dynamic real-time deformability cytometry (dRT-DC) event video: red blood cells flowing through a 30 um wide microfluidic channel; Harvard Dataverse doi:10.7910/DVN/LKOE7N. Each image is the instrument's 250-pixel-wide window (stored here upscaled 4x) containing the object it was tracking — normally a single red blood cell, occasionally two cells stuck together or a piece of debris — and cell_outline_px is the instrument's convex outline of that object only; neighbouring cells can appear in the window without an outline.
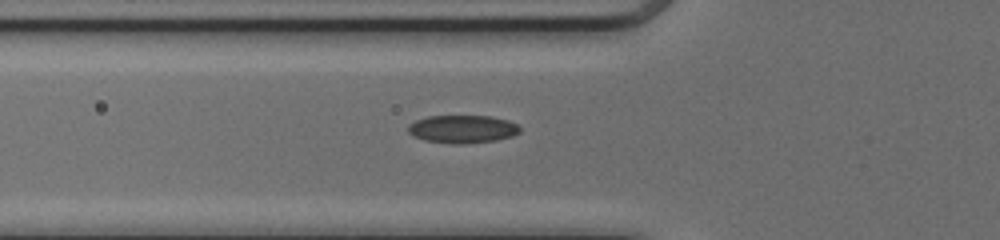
{"species": "common noctule bat (a hibernating species)", "species_latin": "Nyctalus noctula", "temperature_condition": "cold", "stored_images_in_passage": 35, "segment_of_instrument_passage": [1, 2], "camera_frame_rate_fps": 3000, "um_per_image_px": 0.085, "animal": {"sex": "female", "body_mass_g": 17.0, "forearm_length_mm": 48.0}, "frame": {"image": 1, "passage_image": 2, "time_ms": 0.333, "image_size_px": [1000, 240], "cell_outline_px": [[520, 132], [512, 136], [496, 140], [464, 144], [452, 144], [424, 140], [408, 132], [408, 124], [416, 120], [428, 116], [488, 116], [508, 120], [516, 124], [520, 128]], "centroid_in_image_um": [39.31, 10.97], "position_along_channel_um": 86.5, "area_um2": 18.15}}
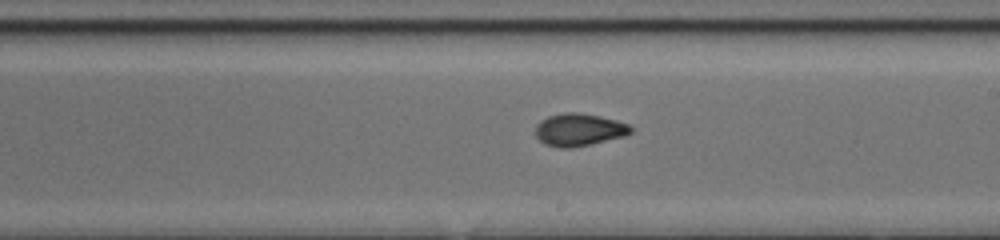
{"frame": {"image": 2, "passage_image": 13, "time_ms": 4.0, "image_size_px": [1000, 240], "cell_outline_px": [[632, 132], [624, 136], [588, 144], [568, 148], [560, 148], [544, 144], [536, 136], [536, 124], [540, 120], [548, 116], [564, 112], [576, 112], [600, 116], [616, 120], [628, 124], [632, 128]], "centroid_in_image_um": [49.19, 11.01], "position_along_channel_um": 239.8, "area_um2": 17.92}}
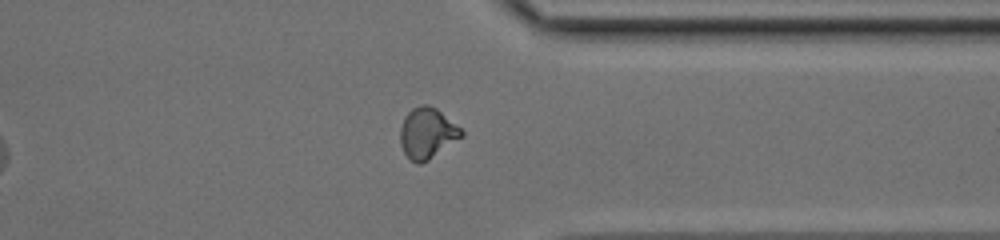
{"frame": {"image": 3, "passage_image": 23, "time_ms": 7.333, "image_size_px": [1000, 240], "cell_outline_px": [[464, 136], [428, 160], [420, 164], [416, 164], [408, 160], [400, 144], [400, 128], [404, 116], [412, 108], [420, 104], [428, 104], [436, 108], [460, 128], [464, 132]], "centroid_in_image_um": [36.29, 11.33], "position_along_channel_um": 375.1, "area_um2": 18.26}}